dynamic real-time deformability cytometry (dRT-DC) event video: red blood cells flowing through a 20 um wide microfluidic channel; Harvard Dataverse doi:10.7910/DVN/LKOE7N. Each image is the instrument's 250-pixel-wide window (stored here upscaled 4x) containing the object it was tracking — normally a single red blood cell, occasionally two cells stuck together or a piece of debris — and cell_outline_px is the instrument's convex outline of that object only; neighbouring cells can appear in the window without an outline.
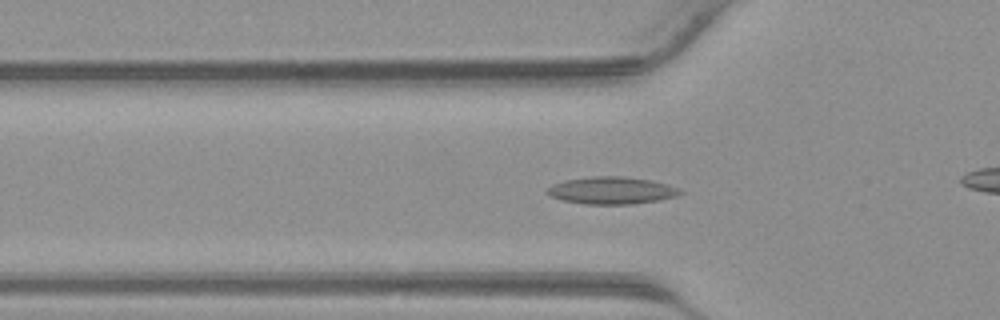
{"species": "common noctule bat (a hibernating species)", "species_latin": "Nyctalus noctula", "temperature_condition": "warm", "stored_images_in_passage": 35, "camera_frame_rate_fps": 3000, "um_per_image_px": 0.085, "animal": {"sex": "male", "body_mass_g": 23.1, "forearm_length_mm": 52.7}, "frame": {"image": 1, "passage_image": 14, "time_ms": 4.333, "image_size_px": [1000, 320], "cell_outline_px": [[684, 192], [676, 196], [656, 200], [632, 204], [584, 204], [564, 200], [552, 196], [544, 192], [552, 184], [564, 180], [592, 176], [624, 176], [652, 180], [668, 184], [680, 188]], "centroid_in_image_um": [52.0, 16.17], "position_along_channel_um": 73.8, "area_um2": 21.15}}
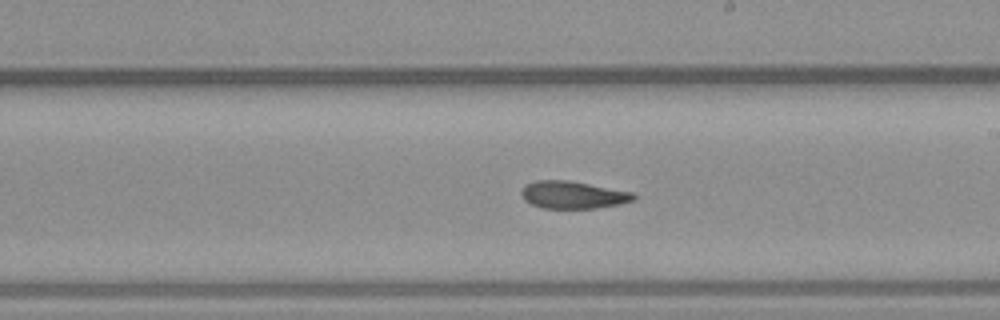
{"frame": {"image": 2, "passage_image": 24, "time_ms": 7.667, "image_size_px": [1000, 320], "cell_outline_px": [[636, 200], [620, 204], [596, 208], [544, 208], [532, 204], [524, 200], [520, 192], [520, 188], [524, 184], [536, 180], [568, 180], [632, 192], [636, 196]], "centroid_in_image_um": [48.67, 16.56], "position_along_channel_um": 240.3, "area_um2": 18.03}}
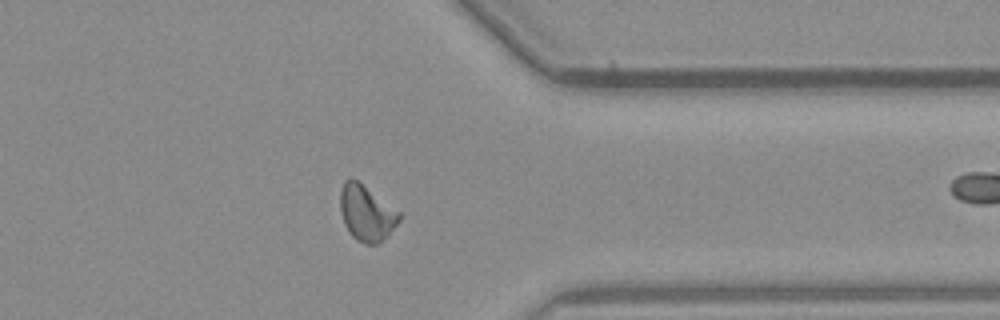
{"frame": {"image": 3, "passage_image": 33, "time_ms": 10.667, "image_size_px": [1000, 320], "cell_outline_px": [[400, 220], [388, 236], [376, 244], [364, 244], [356, 240], [348, 232], [344, 224], [340, 212], [340, 188], [344, 180], [352, 176], [400, 212]], "centroid_in_image_um": [31.12, 18.1], "position_along_channel_um": 380.3, "area_um2": 19.36}}